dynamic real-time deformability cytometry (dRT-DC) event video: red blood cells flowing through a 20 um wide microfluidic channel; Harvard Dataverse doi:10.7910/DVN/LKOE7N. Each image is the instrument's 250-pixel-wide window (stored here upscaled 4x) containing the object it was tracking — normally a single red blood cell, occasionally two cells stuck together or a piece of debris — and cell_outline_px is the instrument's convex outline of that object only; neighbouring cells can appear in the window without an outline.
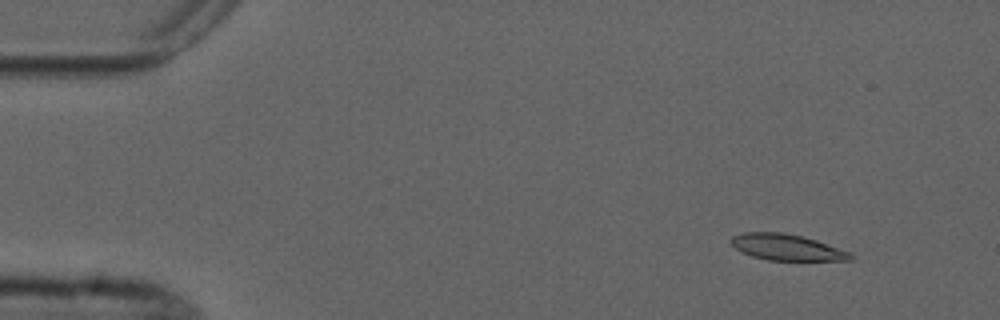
{"species": "common noctule bat (a hibernating species)", "species_latin": "Nyctalus noctula", "temperature_condition": "cold", "stored_images_in_passage": 4, "camera_frame_rate_fps": 3000, "um_per_image_px": 0.085, "animal": {"sex": "male", "forearm_length_mm": 52.5}, "frame": {"image": 1, "passage_image": 2, "time_ms": 1.333, "image_size_px": [1000, 320], "cell_outline_px": [[856, 256], [852, 260], [768, 260], [752, 256], [736, 248], [732, 244], [732, 236], [744, 232], [784, 232], [804, 236], [852, 252]], "centroid_in_image_um": [66.95, 21.01], "position_along_channel_um": 18.1, "area_um2": 18.21}}
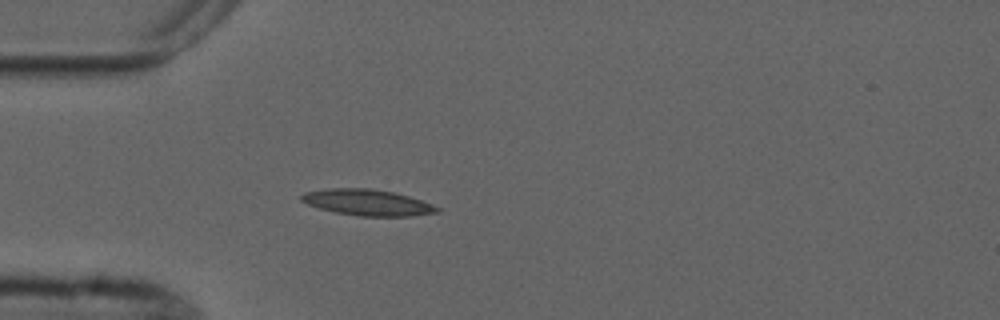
{"frame": {"image": 2, "passage_image": 4, "time_ms": 4.667, "image_size_px": [1000, 320], "cell_outline_px": [[440, 212], [412, 216], [360, 216], [336, 212], [320, 208], [308, 204], [300, 200], [300, 196], [304, 192], [328, 188], [368, 188], [392, 192], [408, 196], [420, 200], [440, 208]], "centroid_in_image_um": [31.21, 17.21], "position_along_channel_um": 53.8, "area_um2": 20.46}}